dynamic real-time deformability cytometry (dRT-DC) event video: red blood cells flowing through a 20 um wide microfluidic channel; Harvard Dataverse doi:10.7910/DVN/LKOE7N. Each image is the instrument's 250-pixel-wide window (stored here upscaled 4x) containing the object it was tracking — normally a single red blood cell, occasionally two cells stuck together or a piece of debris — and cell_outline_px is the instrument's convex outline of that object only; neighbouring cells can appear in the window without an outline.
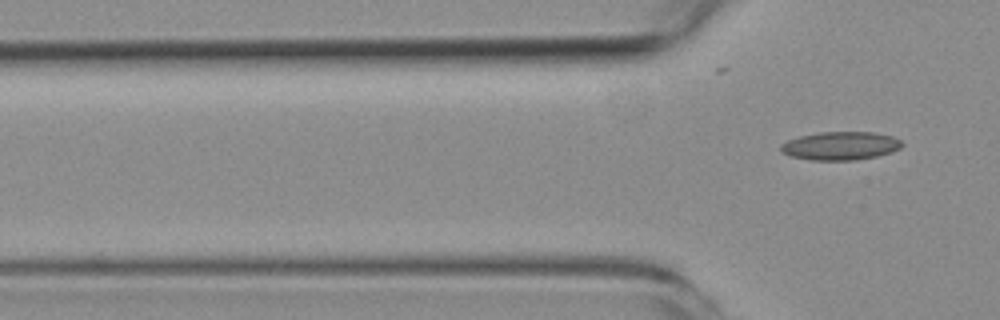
{"species": "common noctule bat (a hibernating species)", "species_latin": "Nyctalus noctula", "temperature_condition": "room temperature", "stored_images_in_passage": 3, "camera_frame_rate_fps": 3000, "um_per_image_px": 0.085, "animal": {"sex": "female", "body_mass_g": 19.3, "forearm_length_mm": 54.1}, "frame": {"image": 1, "passage_image": 3, "time_ms": 6.0, "image_size_px": [1000, 320], "cell_outline_px": [[904, 144], [900, 148], [892, 152], [876, 156], [856, 160], [812, 160], [792, 156], [784, 152], [780, 148], [780, 144], [788, 140], [800, 136], [820, 132], [872, 132], [892, 136], [900, 140]], "centroid_in_image_um": [71.47, 12.39], "position_along_channel_um": 54.3, "area_um2": 19.88}}